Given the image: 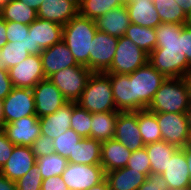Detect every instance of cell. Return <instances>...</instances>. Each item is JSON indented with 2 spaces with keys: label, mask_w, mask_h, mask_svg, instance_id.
<instances>
[{
  "label": "cell",
  "mask_w": 191,
  "mask_h": 190,
  "mask_svg": "<svg viewBox=\"0 0 191 190\" xmlns=\"http://www.w3.org/2000/svg\"><path fill=\"white\" fill-rule=\"evenodd\" d=\"M183 24L163 23L156 28V48L149 54L148 62L166 78L183 77L190 69L182 51L181 31Z\"/></svg>",
  "instance_id": "cell-1"
},
{
  "label": "cell",
  "mask_w": 191,
  "mask_h": 190,
  "mask_svg": "<svg viewBox=\"0 0 191 190\" xmlns=\"http://www.w3.org/2000/svg\"><path fill=\"white\" fill-rule=\"evenodd\" d=\"M94 19L76 15L63 25V37L76 62L90 69V53L93 38L97 32Z\"/></svg>",
  "instance_id": "cell-2"
},
{
  "label": "cell",
  "mask_w": 191,
  "mask_h": 190,
  "mask_svg": "<svg viewBox=\"0 0 191 190\" xmlns=\"http://www.w3.org/2000/svg\"><path fill=\"white\" fill-rule=\"evenodd\" d=\"M189 101L190 95L183 77L167 78L155 93L147 110L153 113L185 114Z\"/></svg>",
  "instance_id": "cell-3"
},
{
  "label": "cell",
  "mask_w": 191,
  "mask_h": 190,
  "mask_svg": "<svg viewBox=\"0 0 191 190\" xmlns=\"http://www.w3.org/2000/svg\"><path fill=\"white\" fill-rule=\"evenodd\" d=\"M76 103L91 113L117 111L109 76L93 72Z\"/></svg>",
  "instance_id": "cell-4"
},
{
  "label": "cell",
  "mask_w": 191,
  "mask_h": 190,
  "mask_svg": "<svg viewBox=\"0 0 191 190\" xmlns=\"http://www.w3.org/2000/svg\"><path fill=\"white\" fill-rule=\"evenodd\" d=\"M167 78L149 62L131 73L134 89V111L146 110L155 93Z\"/></svg>",
  "instance_id": "cell-5"
},
{
  "label": "cell",
  "mask_w": 191,
  "mask_h": 190,
  "mask_svg": "<svg viewBox=\"0 0 191 190\" xmlns=\"http://www.w3.org/2000/svg\"><path fill=\"white\" fill-rule=\"evenodd\" d=\"M149 54L128 37H119L116 53L110 68L105 73L128 75L148 63Z\"/></svg>",
  "instance_id": "cell-6"
},
{
  "label": "cell",
  "mask_w": 191,
  "mask_h": 190,
  "mask_svg": "<svg viewBox=\"0 0 191 190\" xmlns=\"http://www.w3.org/2000/svg\"><path fill=\"white\" fill-rule=\"evenodd\" d=\"M92 73L86 66L79 64L55 72L48 79L61 91L68 102H77Z\"/></svg>",
  "instance_id": "cell-7"
},
{
  "label": "cell",
  "mask_w": 191,
  "mask_h": 190,
  "mask_svg": "<svg viewBox=\"0 0 191 190\" xmlns=\"http://www.w3.org/2000/svg\"><path fill=\"white\" fill-rule=\"evenodd\" d=\"M2 107L4 124L36 115L33 89L13 87L9 95L2 100Z\"/></svg>",
  "instance_id": "cell-8"
},
{
  "label": "cell",
  "mask_w": 191,
  "mask_h": 190,
  "mask_svg": "<svg viewBox=\"0 0 191 190\" xmlns=\"http://www.w3.org/2000/svg\"><path fill=\"white\" fill-rule=\"evenodd\" d=\"M61 177L69 190H88L102 182L106 178V173L100 164L68 163Z\"/></svg>",
  "instance_id": "cell-9"
},
{
  "label": "cell",
  "mask_w": 191,
  "mask_h": 190,
  "mask_svg": "<svg viewBox=\"0 0 191 190\" xmlns=\"http://www.w3.org/2000/svg\"><path fill=\"white\" fill-rule=\"evenodd\" d=\"M154 114L161 129L162 140L177 148L185 147L190 132L186 114L168 112Z\"/></svg>",
  "instance_id": "cell-10"
},
{
  "label": "cell",
  "mask_w": 191,
  "mask_h": 190,
  "mask_svg": "<svg viewBox=\"0 0 191 190\" xmlns=\"http://www.w3.org/2000/svg\"><path fill=\"white\" fill-rule=\"evenodd\" d=\"M117 37L97 30L91 45L90 70L105 73L111 66L117 48Z\"/></svg>",
  "instance_id": "cell-11"
},
{
  "label": "cell",
  "mask_w": 191,
  "mask_h": 190,
  "mask_svg": "<svg viewBox=\"0 0 191 190\" xmlns=\"http://www.w3.org/2000/svg\"><path fill=\"white\" fill-rule=\"evenodd\" d=\"M9 78L13 87L33 88L46 79L40 55H30L24 61L9 69Z\"/></svg>",
  "instance_id": "cell-12"
},
{
  "label": "cell",
  "mask_w": 191,
  "mask_h": 190,
  "mask_svg": "<svg viewBox=\"0 0 191 190\" xmlns=\"http://www.w3.org/2000/svg\"><path fill=\"white\" fill-rule=\"evenodd\" d=\"M32 89L38 118L55 113L68 102L48 78L38 82Z\"/></svg>",
  "instance_id": "cell-13"
},
{
  "label": "cell",
  "mask_w": 191,
  "mask_h": 190,
  "mask_svg": "<svg viewBox=\"0 0 191 190\" xmlns=\"http://www.w3.org/2000/svg\"><path fill=\"white\" fill-rule=\"evenodd\" d=\"M2 130L14 145L31 147L41 135L39 118L36 115L23 117L4 124Z\"/></svg>",
  "instance_id": "cell-14"
},
{
  "label": "cell",
  "mask_w": 191,
  "mask_h": 190,
  "mask_svg": "<svg viewBox=\"0 0 191 190\" xmlns=\"http://www.w3.org/2000/svg\"><path fill=\"white\" fill-rule=\"evenodd\" d=\"M114 139L130 151L145 147L138 126L137 111L119 112L115 126Z\"/></svg>",
  "instance_id": "cell-15"
},
{
  "label": "cell",
  "mask_w": 191,
  "mask_h": 190,
  "mask_svg": "<svg viewBox=\"0 0 191 190\" xmlns=\"http://www.w3.org/2000/svg\"><path fill=\"white\" fill-rule=\"evenodd\" d=\"M29 32H32L33 55H40L44 49L62 40L63 25L37 18L29 25Z\"/></svg>",
  "instance_id": "cell-16"
},
{
  "label": "cell",
  "mask_w": 191,
  "mask_h": 190,
  "mask_svg": "<svg viewBox=\"0 0 191 190\" xmlns=\"http://www.w3.org/2000/svg\"><path fill=\"white\" fill-rule=\"evenodd\" d=\"M40 56L45 78L67 67L79 65L63 40L44 49Z\"/></svg>",
  "instance_id": "cell-17"
},
{
  "label": "cell",
  "mask_w": 191,
  "mask_h": 190,
  "mask_svg": "<svg viewBox=\"0 0 191 190\" xmlns=\"http://www.w3.org/2000/svg\"><path fill=\"white\" fill-rule=\"evenodd\" d=\"M78 14L77 0H44L37 11V18L65 25Z\"/></svg>",
  "instance_id": "cell-18"
},
{
  "label": "cell",
  "mask_w": 191,
  "mask_h": 190,
  "mask_svg": "<svg viewBox=\"0 0 191 190\" xmlns=\"http://www.w3.org/2000/svg\"><path fill=\"white\" fill-rule=\"evenodd\" d=\"M36 164L31 147L15 145L11 157L0 168V173L12 181L23 177Z\"/></svg>",
  "instance_id": "cell-19"
},
{
  "label": "cell",
  "mask_w": 191,
  "mask_h": 190,
  "mask_svg": "<svg viewBox=\"0 0 191 190\" xmlns=\"http://www.w3.org/2000/svg\"><path fill=\"white\" fill-rule=\"evenodd\" d=\"M169 189H191L188 163L184 151L179 148L168 160L165 172L162 174Z\"/></svg>",
  "instance_id": "cell-20"
},
{
  "label": "cell",
  "mask_w": 191,
  "mask_h": 190,
  "mask_svg": "<svg viewBox=\"0 0 191 190\" xmlns=\"http://www.w3.org/2000/svg\"><path fill=\"white\" fill-rule=\"evenodd\" d=\"M111 81L114 103L117 111H134V89L131 74L106 73Z\"/></svg>",
  "instance_id": "cell-21"
},
{
  "label": "cell",
  "mask_w": 191,
  "mask_h": 190,
  "mask_svg": "<svg viewBox=\"0 0 191 190\" xmlns=\"http://www.w3.org/2000/svg\"><path fill=\"white\" fill-rule=\"evenodd\" d=\"M72 102H67L55 113L39 118L41 134L53 140L71 128Z\"/></svg>",
  "instance_id": "cell-22"
},
{
  "label": "cell",
  "mask_w": 191,
  "mask_h": 190,
  "mask_svg": "<svg viewBox=\"0 0 191 190\" xmlns=\"http://www.w3.org/2000/svg\"><path fill=\"white\" fill-rule=\"evenodd\" d=\"M97 29L114 37H122L125 35L126 29L129 27L130 18L126 5L111 9L103 16H99L96 20Z\"/></svg>",
  "instance_id": "cell-23"
},
{
  "label": "cell",
  "mask_w": 191,
  "mask_h": 190,
  "mask_svg": "<svg viewBox=\"0 0 191 190\" xmlns=\"http://www.w3.org/2000/svg\"><path fill=\"white\" fill-rule=\"evenodd\" d=\"M131 154L132 151L115 139L104 141L101 145L100 165L105 173L124 168L127 166Z\"/></svg>",
  "instance_id": "cell-24"
},
{
  "label": "cell",
  "mask_w": 191,
  "mask_h": 190,
  "mask_svg": "<svg viewBox=\"0 0 191 190\" xmlns=\"http://www.w3.org/2000/svg\"><path fill=\"white\" fill-rule=\"evenodd\" d=\"M125 5L130 23L147 28H156L161 23L153 0H127Z\"/></svg>",
  "instance_id": "cell-25"
},
{
  "label": "cell",
  "mask_w": 191,
  "mask_h": 190,
  "mask_svg": "<svg viewBox=\"0 0 191 190\" xmlns=\"http://www.w3.org/2000/svg\"><path fill=\"white\" fill-rule=\"evenodd\" d=\"M146 175L124 167L106 172L110 190H137L146 180Z\"/></svg>",
  "instance_id": "cell-26"
},
{
  "label": "cell",
  "mask_w": 191,
  "mask_h": 190,
  "mask_svg": "<svg viewBox=\"0 0 191 190\" xmlns=\"http://www.w3.org/2000/svg\"><path fill=\"white\" fill-rule=\"evenodd\" d=\"M102 142L93 138H83L76 144L73 154L67 158L68 163L95 165L101 163Z\"/></svg>",
  "instance_id": "cell-27"
},
{
  "label": "cell",
  "mask_w": 191,
  "mask_h": 190,
  "mask_svg": "<svg viewBox=\"0 0 191 190\" xmlns=\"http://www.w3.org/2000/svg\"><path fill=\"white\" fill-rule=\"evenodd\" d=\"M151 164V174L162 175L173 154L179 149L176 146L160 140L145 145Z\"/></svg>",
  "instance_id": "cell-28"
},
{
  "label": "cell",
  "mask_w": 191,
  "mask_h": 190,
  "mask_svg": "<svg viewBox=\"0 0 191 190\" xmlns=\"http://www.w3.org/2000/svg\"><path fill=\"white\" fill-rule=\"evenodd\" d=\"M119 111L92 113L91 138L104 142L114 139Z\"/></svg>",
  "instance_id": "cell-29"
},
{
  "label": "cell",
  "mask_w": 191,
  "mask_h": 190,
  "mask_svg": "<svg viewBox=\"0 0 191 190\" xmlns=\"http://www.w3.org/2000/svg\"><path fill=\"white\" fill-rule=\"evenodd\" d=\"M0 17L6 22L30 25L37 19V11L19 0H9L0 8Z\"/></svg>",
  "instance_id": "cell-30"
},
{
  "label": "cell",
  "mask_w": 191,
  "mask_h": 190,
  "mask_svg": "<svg viewBox=\"0 0 191 190\" xmlns=\"http://www.w3.org/2000/svg\"><path fill=\"white\" fill-rule=\"evenodd\" d=\"M153 4L163 23L188 24L191 22L183 5L176 0H153Z\"/></svg>",
  "instance_id": "cell-31"
},
{
  "label": "cell",
  "mask_w": 191,
  "mask_h": 190,
  "mask_svg": "<svg viewBox=\"0 0 191 190\" xmlns=\"http://www.w3.org/2000/svg\"><path fill=\"white\" fill-rule=\"evenodd\" d=\"M124 36L128 37L147 54H150L156 48L157 36L155 28L142 27L131 23Z\"/></svg>",
  "instance_id": "cell-32"
},
{
  "label": "cell",
  "mask_w": 191,
  "mask_h": 190,
  "mask_svg": "<svg viewBox=\"0 0 191 190\" xmlns=\"http://www.w3.org/2000/svg\"><path fill=\"white\" fill-rule=\"evenodd\" d=\"M137 117L140 134L145 145L162 140L161 129L153 112L147 109L138 110Z\"/></svg>",
  "instance_id": "cell-33"
},
{
  "label": "cell",
  "mask_w": 191,
  "mask_h": 190,
  "mask_svg": "<svg viewBox=\"0 0 191 190\" xmlns=\"http://www.w3.org/2000/svg\"><path fill=\"white\" fill-rule=\"evenodd\" d=\"M125 4L124 0H83L79 3V14L96 20L111 9Z\"/></svg>",
  "instance_id": "cell-34"
},
{
  "label": "cell",
  "mask_w": 191,
  "mask_h": 190,
  "mask_svg": "<svg viewBox=\"0 0 191 190\" xmlns=\"http://www.w3.org/2000/svg\"><path fill=\"white\" fill-rule=\"evenodd\" d=\"M36 165L43 179H48L54 176H61L65 171L68 160L67 158L54 152L50 155L36 158Z\"/></svg>",
  "instance_id": "cell-35"
},
{
  "label": "cell",
  "mask_w": 191,
  "mask_h": 190,
  "mask_svg": "<svg viewBox=\"0 0 191 190\" xmlns=\"http://www.w3.org/2000/svg\"><path fill=\"white\" fill-rule=\"evenodd\" d=\"M28 56L30 54L22 43L7 42L0 49V69L9 71L11 67L24 61Z\"/></svg>",
  "instance_id": "cell-36"
},
{
  "label": "cell",
  "mask_w": 191,
  "mask_h": 190,
  "mask_svg": "<svg viewBox=\"0 0 191 190\" xmlns=\"http://www.w3.org/2000/svg\"><path fill=\"white\" fill-rule=\"evenodd\" d=\"M92 113L72 102L71 128L82 138H91Z\"/></svg>",
  "instance_id": "cell-37"
},
{
  "label": "cell",
  "mask_w": 191,
  "mask_h": 190,
  "mask_svg": "<svg viewBox=\"0 0 191 190\" xmlns=\"http://www.w3.org/2000/svg\"><path fill=\"white\" fill-rule=\"evenodd\" d=\"M82 139L83 138L72 128H69L64 134H61L53 140L55 152L65 158H68L70 154H73L76 144Z\"/></svg>",
  "instance_id": "cell-38"
},
{
  "label": "cell",
  "mask_w": 191,
  "mask_h": 190,
  "mask_svg": "<svg viewBox=\"0 0 191 190\" xmlns=\"http://www.w3.org/2000/svg\"><path fill=\"white\" fill-rule=\"evenodd\" d=\"M42 175L35 164L23 177L16 181L17 190H41Z\"/></svg>",
  "instance_id": "cell-39"
},
{
  "label": "cell",
  "mask_w": 191,
  "mask_h": 190,
  "mask_svg": "<svg viewBox=\"0 0 191 190\" xmlns=\"http://www.w3.org/2000/svg\"><path fill=\"white\" fill-rule=\"evenodd\" d=\"M126 167L144 173L146 176L151 174V164L145 147L132 151Z\"/></svg>",
  "instance_id": "cell-40"
},
{
  "label": "cell",
  "mask_w": 191,
  "mask_h": 190,
  "mask_svg": "<svg viewBox=\"0 0 191 190\" xmlns=\"http://www.w3.org/2000/svg\"><path fill=\"white\" fill-rule=\"evenodd\" d=\"M31 149L36 158L55 152L53 139L42 134L33 142Z\"/></svg>",
  "instance_id": "cell-41"
},
{
  "label": "cell",
  "mask_w": 191,
  "mask_h": 190,
  "mask_svg": "<svg viewBox=\"0 0 191 190\" xmlns=\"http://www.w3.org/2000/svg\"><path fill=\"white\" fill-rule=\"evenodd\" d=\"M6 33L7 42H19L26 34H29V25L17 23V22H6Z\"/></svg>",
  "instance_id": "cell-42"
},
{
  "label": "cell",
  "mask_w": 191,
  "mask_h": 190,
  "mask_svg": "<svg viewBox=\"0 0 191 190\" xmlns=\"http://www.w3.org/2000/svg\"><path fill=\"white\" fill-rule=\"evenodd\" d=\"M137 190H170L165 179L160 174H150Z\"/></svg>",
  "instance_id": "cell-43"
},
{
  "label": "cell",
  "mask_w": 191,
  "mask_h": 190,
  "mask_svg": "<svg viewBox=\"0 0 191 190\" xmlns=\"http://www.w3.org/2000/svg\"><path fill=\"white\" fill-rule=\"evenodd\" d=\"M15 145L9 141L5 132L0 129V168L11 157Z\"/></svg>",
  "instance_id": "cell-44"
},
{
  "label": "cell",
  "mask_w": 191,
  "mask_h": 190,
  "mask_svg": "<svg viewBox=\"0 0 191 190\" xmlns=\"http://www.w3.org/2000/svg\"><path fill=\"white\" fill-rule=\"evenodd\" d=\"M181 45L182 51L191 65V22L182 26Z\"/></svg>",
  "instance_id": "cell-45"
},
{
  "label": "cell",
  "mask_w": 191,
  "mask_h": 190,
  "mask_svg": "<svg viewBox=\"0 0 191 190\" xmlns=\"http://www.w3.org/2000/svg\"><path fill=\"white\" fill-rule=\"evenodd\" d=\"M61 176H54L43 179L41 190H69Z\"/></svg>",
  "instance_id": "cell-46"
},
{
  "label": "cell",
  "mask_w": 191,
  "mask_h": 190,
  "mask_svg": "<svg viewBox=\"0 0 191 190\" xmlns=\"http://www.w3.org/2000/svg\"><path fill=\"white\" fill-rule=\"evenodd\" d=\"M13 89L8 71L0 69V100L5 99Z\"/></svg>",
  "instance_id": "cell-47"
},
{
  "label": "cell",
  "mask_w": 191,
  "mask_h": 190,
  "mask_svg": "<svg viewBox=\"0 0 191 190\" xmlns=\"http://www.w3.org/2000/svg\"><path fill=\"white\" fill-rule=\"evenodd\" d=\"M0 190H17L16 182L0 173Z\"/></svg>",
  "instance_id": "cell-48"
},
{
  "label": "cell",
  "mask_w": 191,
  "mask_h": 190,
  "mask_svg": "<svg viewBox=\"0 0 191 190\" xmlns=\"http://www.w3.org/2000/svg\"><path fill=\"white\" fill-rule=\"evenodd\" d=\"M14 43H22L26 47L27 52H29L30 55H33L32 32H29V34H26L22 40H19V42L16 41Z\"/></svg>",
  "instance_id": "cell-49"
},
{
  "label": "cell",
  "mask_w": 191,
  "mask_h": 190,
  "mask_svg": "<svg viewBox=\"0 0 191 190\" xmlns=\"http://www.w3.org/2000/svg\"><path fill=\"white\" fill-rule=\"evenodd\" d=\"M6 21L0 17V49L7 43Z\"/></svg>",
  "instance_id": "cell-50"
},
{
  "label": "cell",
  "mask_w": 191,
  "mask_h": 190,
  "mask_svg": "<svg viewBox=\"0 0 191 190\" xmlns=\"http://www.w3.org/2000/svg\"><path fill=\"white\" fill-rule=\"evenodd\" d=\"M25 3L28 7L33 8L35 11H38L39 7L41 6L44 0H19Z\"/></svg>",
  "instance_id": "cell-51"
},
{
  "label": "cell",
  "mask_w": 191,
  "mask_h": 190,
  "mask_svg": "<svg viewBox=\"0 0 191 190\" xmlns=\"http://www.w3.org/2000/svg\"><path fill=\"white\" fill-rule=\"evenodd\" d=\"M186 156V160L188 163V169H189V176H190V181H191V146H185L181 148Z\"/></svg>",
  "instance_id": "cell-52"
},
{
  "label": "cell",
  "mask_w": 191,
  "mask_h": 190,
  "mask_svg": "<svg viewBox=\"0 0 191 190\" xmlns=\"http://www.w3.org/2000/svg\"><path fill=\"white\" fill-rule=\"evenodd\" d=\"M88 190H110V186L107 179L105 178L102 182L98 183L97 185H94Z\"/></svg>",
  "instance_id": "cell-53"
},
{
  "label": "cell",
  "mask_w": 191,
  "mask_h": 190,
  "mask_svg": "<svg viewBox=\"0 0 191 190\" xmlns=\"http://www.w3.org/2000/svg\"><path fill=\"white\" fill-rule=\"evenodd\" d=\"M191 99V69L183 76Z\"/></svg>",
  "instance_id": "cell-54"
},
{
  "label": "cell",
  "mask_w": 191,
  "mask_h": 190,
  "mask_svg": "<svg viewBox=\"0 0 191 190\" xmlns=\"http://www.w3.org/2000/svg\"><path fill=\"white\" fill-rule=\"evenodd\" d=\"M185 114H186L189 129H191V99L189 101V106Z\"/></svg>",
  "instance_id": "cell-55"
},
{
  "label": "cell",
  "mask_w": 191,
  "mask_h": 190,
  "mask_svg": "<svg viewBox=\"0 0 191 190\" xmlns=\"http://www.w3.org/2000/svg\"><path fill=\"white\" fill-rule=\"evenodd\" d=\"M3 107H2V100H0V129H2L4 125V116H3Z\"/></svg>",
  "instance_id": "cell-56"
},
{
  "label": "cell",
  "mask_w": 191,
  "mask_h": 190,
  "mask_svg": "<svg viewBox=\"0 0 191 190\" xmlns=\"http://www.w3.org/2000/svg\"><path fill=\"white\" fill-rule=\"evenodd\" d=\"M185 9L187 11L189 18L191 19V0H188L187 5L185 6Z\"/></svg>",
  "instance_id": "cell-57"
},
{
  "label": "cell",
  "mask_w": 191,
  "mask_h": 190,
  "mask_svg": "<svg viewBox=\"0 0 191 190\" xmlns=\"http://www.w3.org/2000/svg\"><path fill=\"white\" fill-rule=\"evenodd\" d=\"M176 2L185 7L187 5L188 0H176Z\"/></svg>",
  "instance_id": "cell-58"
},
{
  "label": "cell",
  "mask_w": 191,
  "mask_h": 190,
  "mask_svg": "<svg viewBox=\"0 0 191 190\" xmlns=\"http://www.w3.org/2000/svg\"><path fill=\"white\" fill-rule=\"evenodd\" d=\"M190 132H189V138H188V142H187V145L186 146H191V129H189Z\"/></svg>",
  "instance_id": "cell-59"
},
{
  "label": "cell",
  "mask_w": 191,
  "mask_h": 190,
  "mask_svg": "<svg viewBox=\"0 0 191 190\" xmlns=\"http://www.w3.org/2000/svg\"><path fill=\"white\" fill-rule=\"evenodd\" d=\"M9 0H0V8L4 6Z\"/></svg>",
  "instance_id": "cell-60"
}]
</instances>
